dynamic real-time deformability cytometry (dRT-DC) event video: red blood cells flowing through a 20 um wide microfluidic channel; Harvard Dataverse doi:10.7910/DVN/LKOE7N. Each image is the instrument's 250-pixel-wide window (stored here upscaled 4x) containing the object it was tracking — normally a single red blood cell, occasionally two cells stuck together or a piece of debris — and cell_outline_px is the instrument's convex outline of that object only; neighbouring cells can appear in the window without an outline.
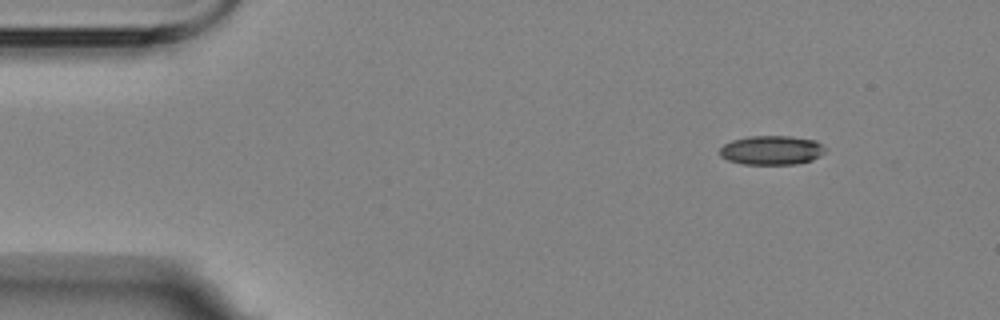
{"species": "Egyptian fruit bat (a non-hibernating species)", "species_latin": "Rousettus aegyptiacus", "temperature_condition": "room temperature", "stored_images_in_passage": 8, "camera_frame_rate_fps": 3000, "um_per_image_px": 0.085, "animal": {"sex": "female"}, "frame": {"image": 1, "passage_image": 1, "time_ms": 0.0, "image_size_px": [1000, 320], "cell_outline_px": [[828, 152], [812, 160], [796, 164], [744, 164], [728, 160], [720, 156], [720, 148], [724, 144], [732, 140], [748, 136], [788, 136], [816, 140], [828, 148]], "centroid_in_image_um": [65.64, 12.76], "position_along_channel_um": 19.4, "area_um2": 18.15}}
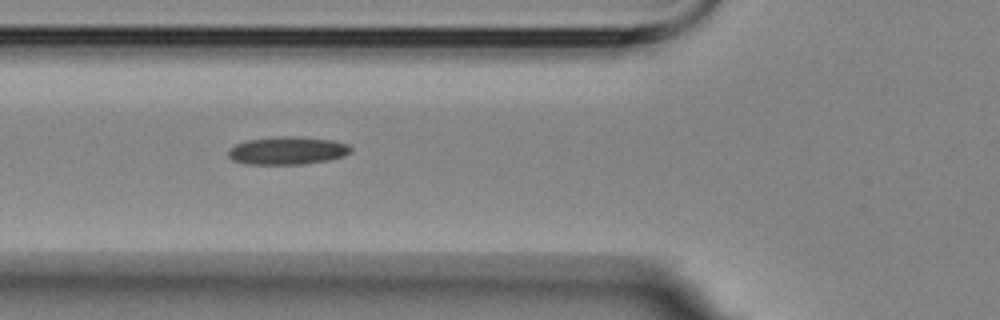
{"frame": {"image": 2, "passage_image": 5, "time_ms": 4.667, "image_size_px": [1000, 320], "cell_outline_px": [[352, 148], [344, 156], [328, 160], [304, 164], [244, 164], [232, 160], [228, 156], [228, 152], [236, 144], [248, 140], [280, 136], [300, 136], [332, 140], [348, 144]], "centroid_in_image_um": [24.43, 12.8], "position_along_channel_um": 101.4, "area_um2": 19.88}}
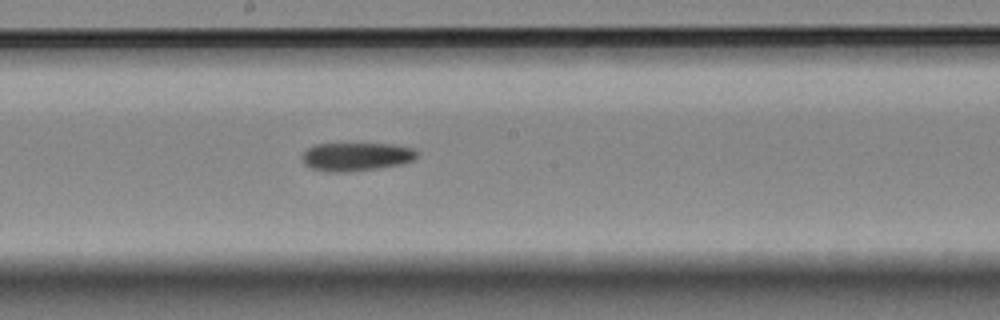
{"frame": {"image": 3, "passage_image": 8, "time_ms": 8.0, "image_size_px": [1000, 320], "cell_outline_px": [[420, 152], [412, 160], [400, 164], [376, 168], [344, 172], [328, 172], [312, 168], [304, 164], [300, 156], [308, 148], [316, 144], [396, 144], [412, 148]], "centroid_in_image_um": [30.26, 13.31], "position_along_channel_um": 217.9, "area_um2": 18.9}}